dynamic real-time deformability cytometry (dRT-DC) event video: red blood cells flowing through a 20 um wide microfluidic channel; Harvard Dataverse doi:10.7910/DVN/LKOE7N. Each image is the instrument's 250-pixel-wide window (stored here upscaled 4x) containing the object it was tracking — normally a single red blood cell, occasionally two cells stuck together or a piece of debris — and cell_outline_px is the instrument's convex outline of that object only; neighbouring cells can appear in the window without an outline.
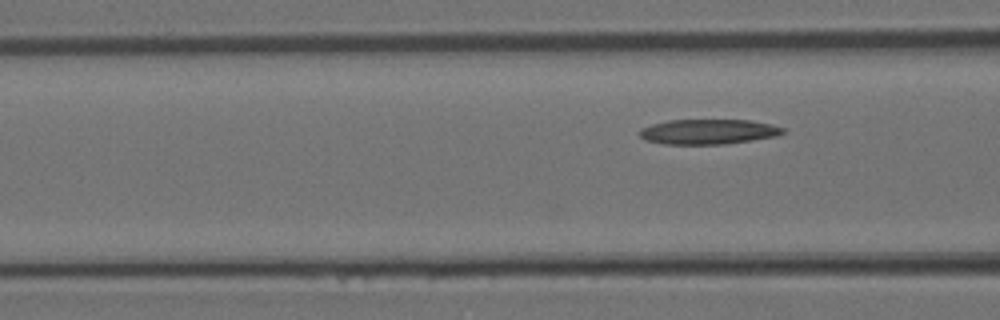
{"species": "Egyptian fruit bat (a non-hibernating species)", "species_latin": "Rousettus aegyptiacus", "temperature_condition": "room temperature", "stored_images_in_passage": 4, "camera_frame_rate_fps": 3000, "um_per_image_px": 0.085, "animal": {"sex": "female"}, "frame": {"image": 1, "passage_image": 4, "time_ms": 1.0, "image_size_px": [1000, 320], "cell_outline_px": [[788, 132], [776, 136], [724, 144], [664, 144], [644, 140], [640, 136], [640, 128], [652, 124], [668, 120], [748, 120], [772, 124], [784, 128]], "centroid_in_image_um": [60.21, 11.19], "position_along_channel_um": 106.4, "area_um2": 20.92}}